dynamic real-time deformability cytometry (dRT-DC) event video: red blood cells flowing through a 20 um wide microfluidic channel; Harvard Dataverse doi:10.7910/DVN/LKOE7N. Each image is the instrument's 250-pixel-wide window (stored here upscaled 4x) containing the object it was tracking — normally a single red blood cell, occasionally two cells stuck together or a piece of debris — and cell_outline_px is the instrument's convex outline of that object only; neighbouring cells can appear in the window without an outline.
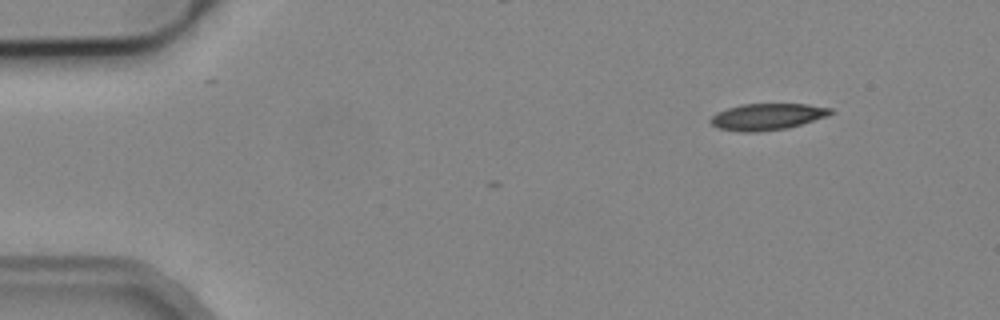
{"species": "common noctule bat (a hibernating species)", "species_latin": "Nyctalus noctula", "temperature_condition": "cold", "stored_images_in_passage": 2, "camera_frame_rate_fps": 3000, "um_per_image_px": 0.085, "animal": {"sex": "male", "body_mass_g": 19.2, "forearm_length_mm": 51.8}, "frame": {"image": 1, "passage_image": 2, "time_ms": 1.0, "image_size_px": [1000, 320], "cell_outline_px": [[836, 112], [828, 116], [788, 128], [760, 132], [736, 132], [720, 128], [712, 124], [708, 120], [716, 112], [740, 104], [808, 104], [832, 108]], "centroid_in_image_um": [65.23, 9.92], "position_along_channel_um": 19.8, "area_um2": 18.79}}